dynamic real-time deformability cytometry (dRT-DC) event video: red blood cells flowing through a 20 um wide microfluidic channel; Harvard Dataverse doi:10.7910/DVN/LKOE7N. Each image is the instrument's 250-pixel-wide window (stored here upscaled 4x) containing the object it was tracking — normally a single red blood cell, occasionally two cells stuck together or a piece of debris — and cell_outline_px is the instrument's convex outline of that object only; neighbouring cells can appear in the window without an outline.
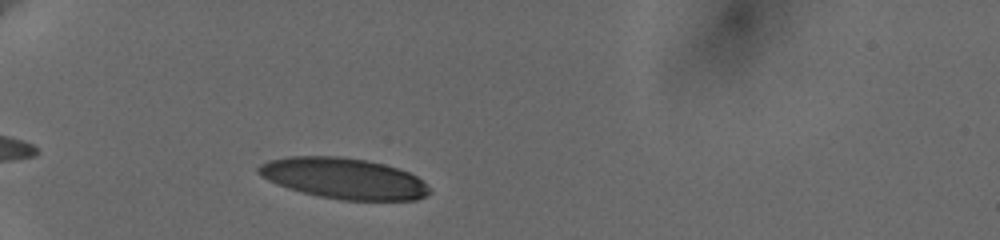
{"species": "human", "species_latin": "Homo sapiens", "temperature_condition": "cold", "stored_images_in_passage": 18, "camera_frame_rate_fps": 3000, "um_per_image_px": 0.085, "donor": {"sex": "female"}, "frame": {"image": 1, "passage_image": 5, "time_ms": 1.667, "image_size_px": [1000, 240], "cell_outline_px": [[432, 192], [416, 200], [340, 200], [320, 196], [288, 188], [276, 184], [260, 176], [256, 172], [256, 168], [260, 164], [268, 160], [288, 156], [340, 156], [368, 160], [384, 164], [408, 172], [416, 176], [432, 188]], "centroid_in_image_um": [29.2, 15.15], "position_along_channel_um": 55.8, "area_um2": 40.92}}
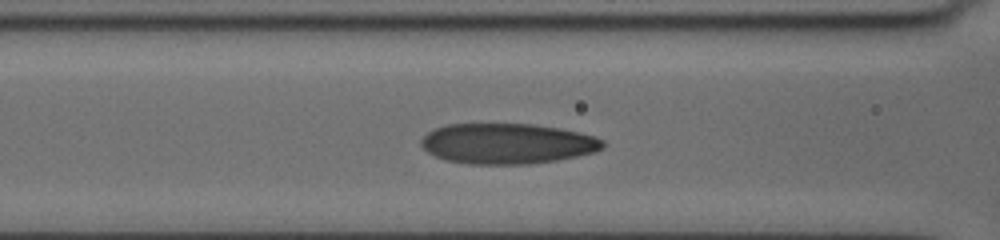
{"frame": {"image": 2, "passage_image": 12, "time_ms": 4.333, "image_size_px": [1000, 240], "cell_outline_px": [[604, 148], [596, 152], [556, 160], [528, 164], [468, 164], [444, 160], [428, 152], [420, 144], [420, 140], [428, 132], [436, 128], [448, 124], [532, 124], [556, 128], [576, 132], [592, 136], [604, 140]], "centroid_in_image_um": [43.09, 12.21], "position_along_channel_um": 123.5, "area_um2": 42.66}}
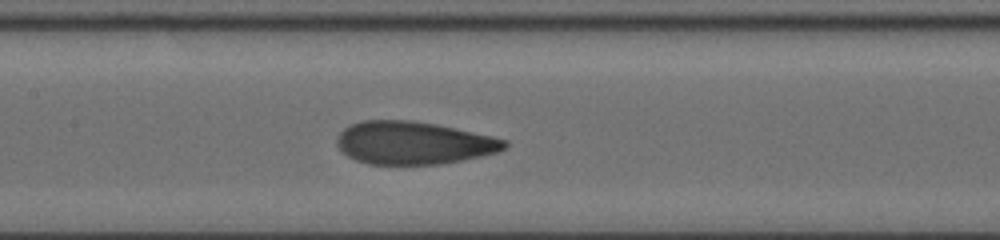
{"frame": {"image": 3, "passage_image": 16, "time_ms": 5.667, "image_size_px": [1000, 240], "cell_outline_px": [[508, 144], [504, 148], [496, 152], [480, 156], [440, 164], [368, 164], [356, 160], [348, 156], [336, 144], [336, 140], [340, 132], [344, 128], [360, 120], [412, 120], [436, 124], [492, 136], [508, 140]], "centroid_in_image_um": [35.13, 12.14], "position_along_channel_um": 172.3, "area_um2": 41.62}}